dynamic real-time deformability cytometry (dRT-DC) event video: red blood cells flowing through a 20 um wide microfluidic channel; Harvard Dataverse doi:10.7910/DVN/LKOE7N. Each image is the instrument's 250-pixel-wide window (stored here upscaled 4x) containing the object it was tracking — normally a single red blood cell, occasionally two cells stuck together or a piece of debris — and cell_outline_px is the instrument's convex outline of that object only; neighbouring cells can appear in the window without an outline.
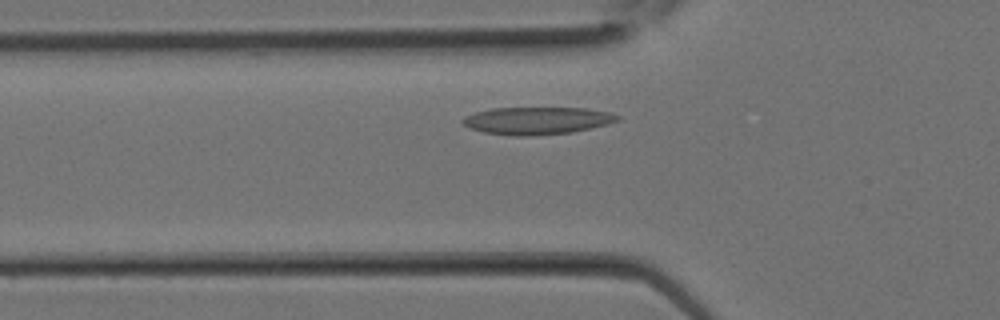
{"species": "Egyptian fruit bat (a non-hibernating species)", "species_latin": "Rousettus aegyptiacus", "temperature_condition": "room temperature", "stored_images_in_passage": 10, "camera_frame_rate_fps": 3000, "um_per_image_px": 0.085, "animal": {"sex": "female"}, "frame": {"image": 1, "passage_image": 2, "time_ms": 0.333, "image_size_px": [1000, 320], "cell_outline_px": [[620, 120], [608, 124], [592, 128], [572, 132], [532, 136], [516, 136], [484, 132], [468, 128], [460, 120], [464, 116], [476, 112], [492, 108], [584, 108], [608, 112], [620, 116]], "centroid_in_image_um": [45.64, 10.26], "position_along_channel_um": 80.2, "area_um2": 24.8}}
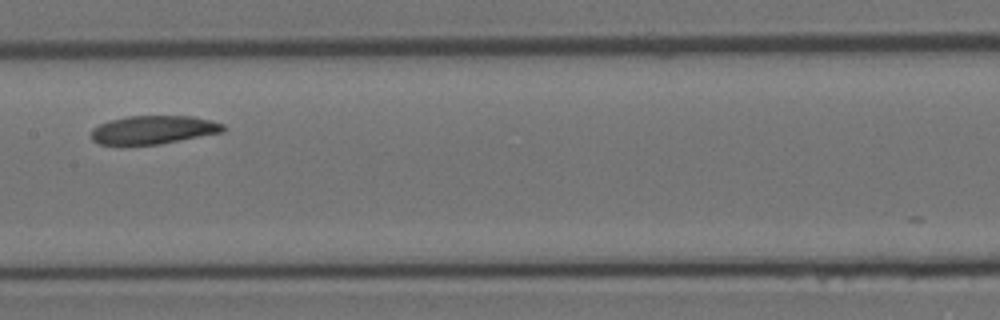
{"frame": {"image": 2, "passage_image": 7, "time_ms": 2.0, "image_size_px": [1000, 320], "cell_outline_px": [[228, 128], [224, 132], [160, 144], [100, 144], [92, 140], [92, 128], [100, 124], [112, 120], [128, 116], [192, 116], [212, 120], [224, 124]], "centroid_in_image_um": [13.11, 11.03], "position_along_channel_um": 194.3, "area_um2": 21.79}}
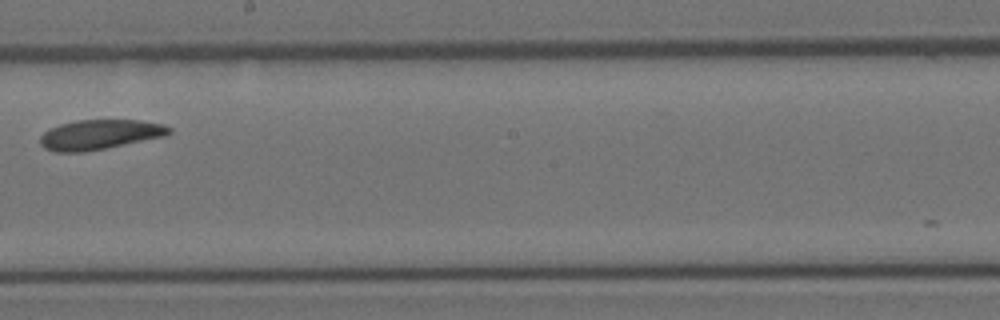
{"frame": {"image": 3, "passage_image": 9, "time_ms": 2.667, "image_size_px": [1000, 320], "cell_outline_px": [[172, 132], [164, 136], [84, 152], [52, 152], [44, 148], [40, 144], [40, 136], [44, 132], [60, 124], [76, 120], [140, 120], [164, 124], [172, 128]], "centroid_in_image_um": [8.46, 11.43], "position_along_channel_um": 239.7, "area_um2": 22.31}}